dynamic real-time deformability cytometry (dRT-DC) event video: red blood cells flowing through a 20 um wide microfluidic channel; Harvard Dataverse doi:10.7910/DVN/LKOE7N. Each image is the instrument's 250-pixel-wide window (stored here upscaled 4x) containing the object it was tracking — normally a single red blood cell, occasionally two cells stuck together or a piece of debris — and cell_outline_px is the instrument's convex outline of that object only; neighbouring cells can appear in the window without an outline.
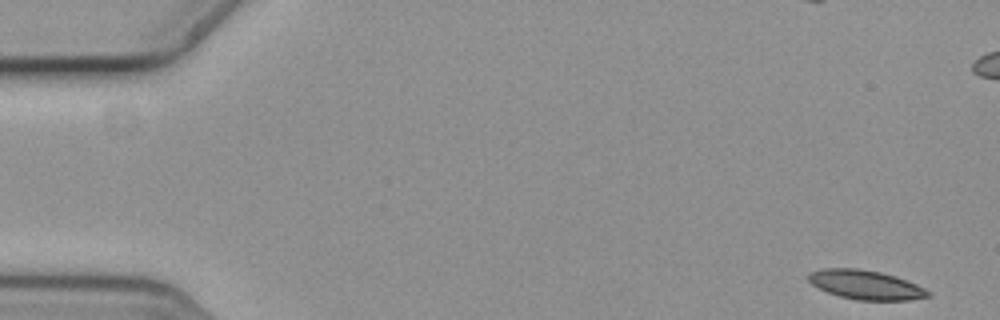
{"species": "common noctule bat (a hibernating species)", "species_latin": "Nyctalus noctula", "temperature_condition": "cold", "stored_images_in_passage": 57, "camera_frame_rate_fps": 3000, "um_per_image_px": 0.085, "animal": {"sex": "female", "body_mass_g": 19.3, "forearm_length_mm": 54.1}, "frame": {"image": 1, "passage_image": 1, "time_ms": 0.0, "image_size_px": [1000, 320], "cell_outline_px": [[932, 296], [912, 300], [856, 300], [840, 296], [828, 292], [812, 284], [808, 280], [808, 272], [824, 268], [856, 268], [880, 272], [896, 276], [916, 284], [932, 292]], "centroid_in_image_um": [73.61, 24.21], "position_along_channel_um": 11.4, "area_um2": 20.4}}
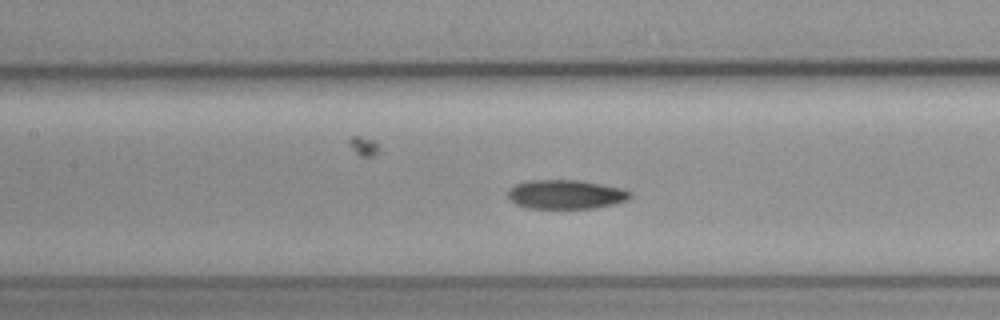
{"frame": {"image": 2, "passage_image": 25, "time_ms": 8.0, "image_size_px": [1000, 320], "cell_outline_px": [[632, 196], [628, 200], [616, 204], [596, 208], [524, 208], [516, 204], [508, 196], [508, 188], [516, 184], [528, 180], [580, 180], [624, 188], [632, 192]], "centroid_in_image_um": [48.14, 16.52], "position_along_channel_um": 159.3, "area_um2": 21.04}}
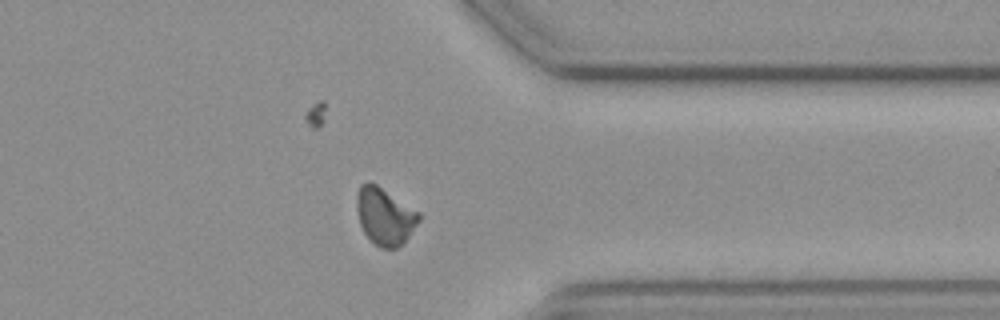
{"frame": {"image": 3, "passage_image": 44, "time_ms": 14.333, "image_size_px": [1000, 320], "cell_outline_px": [[420, 220], [408, 236], [396, 248], [380, 248], [364, 232], [360, 224], [356, 208], [356, 196], [360, 184], [368, 180], [376, 184], [420, 212]], "centroid_in_image_um": [32.69, 18.34], "position_along_channel_um": 378.7, "area_um2": 20.52}, "authors_computed_cell_mechanics": {"area_um2": 20.808, "velocity_mm_per_s": 3.5813, "shape_relaxation_time_tau1_ms": 10.0379, "shape_relaxation_time_tau2_ms": 7.3516, "deformation_change_tau1": 0.179, "deformation_change_tau2": 0.1221}}